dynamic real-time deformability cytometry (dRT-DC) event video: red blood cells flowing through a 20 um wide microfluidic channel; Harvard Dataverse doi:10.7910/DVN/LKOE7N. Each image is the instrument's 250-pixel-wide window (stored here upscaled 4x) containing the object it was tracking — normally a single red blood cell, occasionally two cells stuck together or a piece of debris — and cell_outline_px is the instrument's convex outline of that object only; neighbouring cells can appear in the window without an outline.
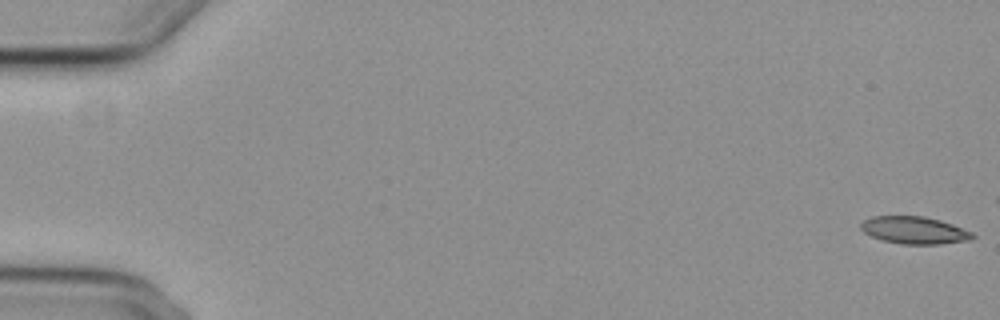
{"species": "common noctule bat (a hibernating species)", "species_latin": "Nyctalus noctula", "temperature_condition": "cold", "stored_images_in_passage": 18, "camera_frame_rate_fps": 3000, "um_per_image_px": 0.085, "animal": {"sex": "female", "body_mass_g": 29.2, "forearm_length_mm": 56.3}, "frame": {"image": 1, "passage_image": 1, "time_ms": 0.0, "image_size_px": [1000, 320], "cell_outline_px": [[976, 236], [968, 240], [940, 244], [900, 244], [884, 240], [872, 236], [864, 232], [860, 228], [860, 224], [864, 220], [872, 216], [924, 216], [940, 220], [952, 224], [972, 232]], "centroid_in_image_um": [77.71, 19.56], "position_along_channel_um": 7.3, "area_um2": 17.69}}